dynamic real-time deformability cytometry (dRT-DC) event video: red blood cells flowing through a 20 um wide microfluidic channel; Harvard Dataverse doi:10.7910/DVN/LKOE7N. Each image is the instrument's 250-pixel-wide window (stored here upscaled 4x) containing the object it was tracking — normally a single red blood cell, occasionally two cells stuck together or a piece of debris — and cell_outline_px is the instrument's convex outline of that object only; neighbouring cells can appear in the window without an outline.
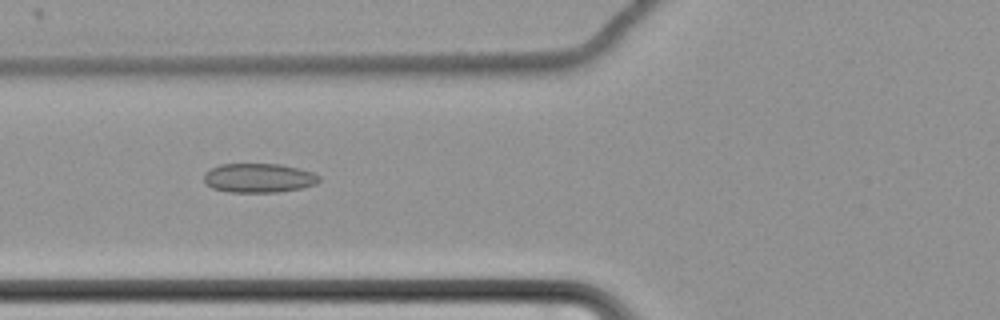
{"species": "common noctule bat (a hibernating species)", "species_latin": "Nyctalus noctula", "temperature_condition": "cold", "stored_images_in_passage": 63, "camera_frame_rate_fps": 3000, "um_per_image_px": 0.085, "animal": {"sex": "female", "body_mass_g": 22.7, "forearm_length_mm": 54.2}, "frame": {"image": 1, "passage_image": 27, "time_ms": 8.667, "image_size_px": [1000, 320], "cell_outline_px": [[320, 180], [316, 184], [304, 188], [280, 192], [228, 192], [212, 188], [204, 180], [204, 172], [220, 164], [280, 164], [300, 168], [312, 172], [320, 176]], "centroid_in_image_um": [22.02, 15.13], "position_along_channel_um": 103.8, "area_um2": 19.77}}
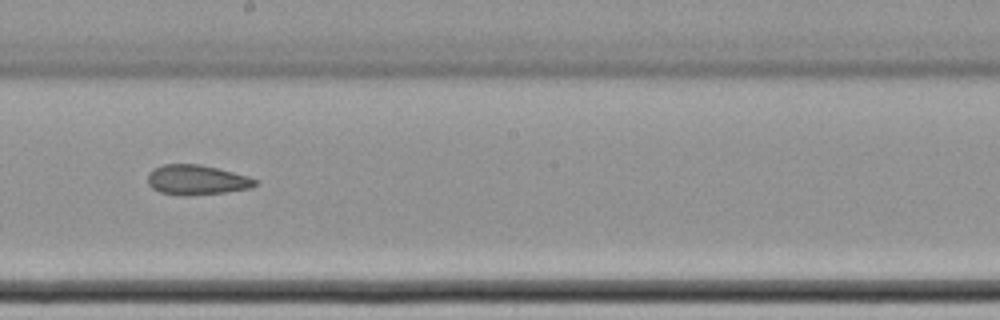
{"frame": {"image": 2, "passage_image": 38, "time_ms": 12.333, "image_size_px": [1000, 320], "cell_outline_px": [[256, 184], [252, 188], [224, 192], [188, 196], [184, 196], [160, 192], [152, 188], [148, 184], [148, 172], [152, 168], [164, 164], [200, 164], [248, 176], [256, 180]], "centroid_in_image_um": [16.68, 15.29], "position_along_channel_um": 231.5, "area_um2": 18.73}}
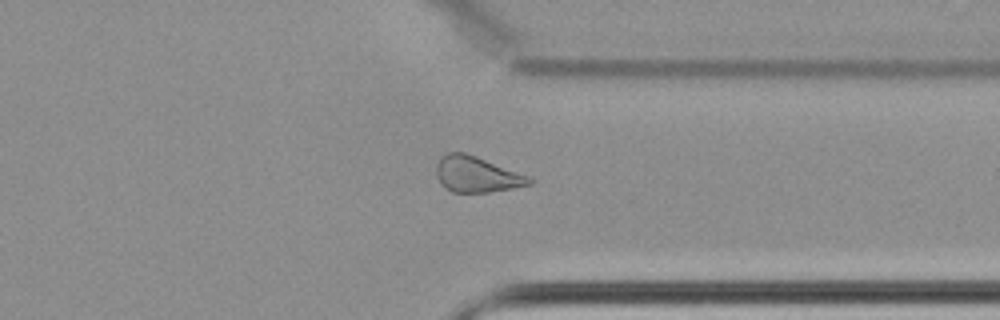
{"frame": {"image": 3, "passage_image": 50, "time_ms": 16.333, "image_size_px": [1000, 320], "cell_outline_px": [[536, 180], [532, 184], [488, 192], [452, 192], [436, 176], [436, 164], [440, 156], [448, 152], [464, 152], [476, 156], [532, 176]], "centroid_in_image_um": [40.57, 14.8], "position_along_channel_um": 370.8, "area_um2": 19.48}, "authors_computed_cell_mechanics": {"area_um2": 21.2126, "velocity_mm_per_s": 3.4775, "shape_relaxation_time_tau1_ms": null, "shape_relaxation_time_tau2_ms": 4.8849, "deformation_change_tau1": null, "deformation_change_tau2": 0.1101}}